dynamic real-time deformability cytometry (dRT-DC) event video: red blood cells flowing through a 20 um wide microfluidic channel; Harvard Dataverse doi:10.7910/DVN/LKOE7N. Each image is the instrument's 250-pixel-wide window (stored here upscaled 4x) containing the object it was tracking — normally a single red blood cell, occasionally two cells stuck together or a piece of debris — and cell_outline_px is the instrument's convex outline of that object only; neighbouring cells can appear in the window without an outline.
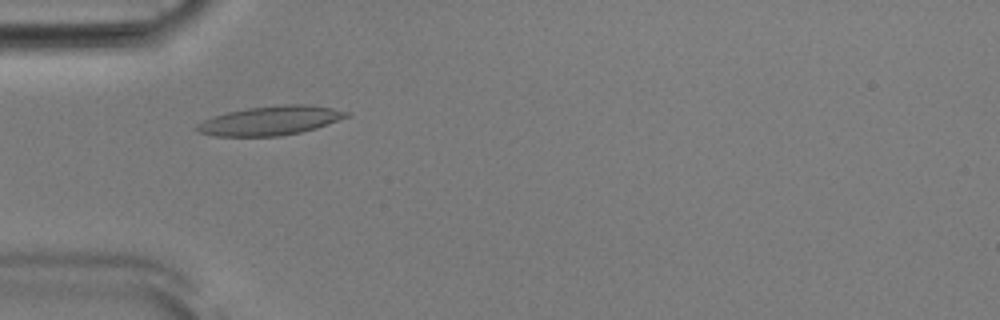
{"species": "Egyptian fruit bat (a non-hibernating species)", "species_latin": "Rousettus aegyptiacus", "temperature_condition": "room temperature", "stored_images_in_passage": 52, "camera_frame_rate_fps": 3000, "um_per_image_px": 0.085, "animal": {"sex": "male"}, "frame": {"image": 1, "passage_image": 16, "time_ms": 5.0, "image_size_px": [1000, 320], "cell_outline_px": [[352, 116], [316, 128], [300, 132], [280, 136], [212, 136], [200, 132], [196, 128], [196, 124], [204, 120], [228, 112], [248, 108], [284, 104], [308, 104], [332, 108], [352, 112]], "centroid_in_image_um": [23.06, 10.25], "position_along_channel_um": 61.9, "area_um2": 25.37}}
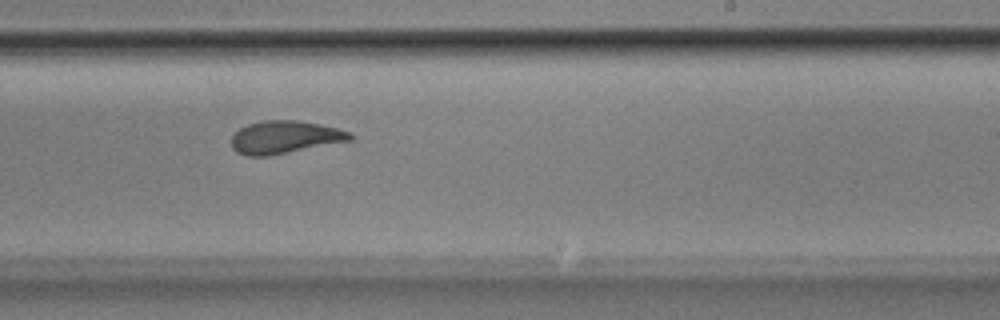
{"frame": {"image": 2, "passage_image": 32, "time_ms": 10.333, "image_size_px": [1000, 320], "cell_outline_px": [[352, 140], [268, 156], [248, 156], [236, 152], [232, 148], [232, 136], [240, 128], [248, 124], [264, 120], [296, 120], [320, 124], [352, 132]], "centroid_in_image_um": [24.2, 11.66], "position_along_channel_um": 264.8, "area_um2": 22.54}}
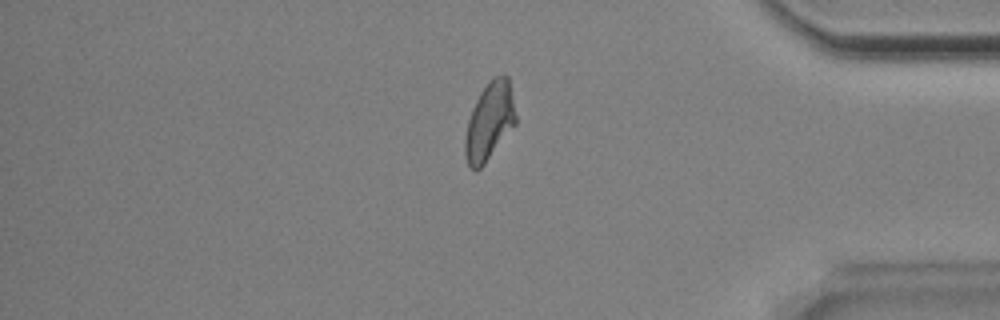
{"frame": {"image": 3, "passage_image": 44, "time_ms": 14.333, "image_size_px": [1000, 320], "cell_outline_px": [[516, 124], [484, 164], [476, 172], [468, 164], [464, 152], [464, 140], [468, 120], [472, 108], [480, 92], [492, 76], [508, 76], [516, 116]], "centroid_in_image_um": [41.59, 10.32], "position_along_channel_um": 393.6, "area_um2": 22.83}, "authors_computed_cell_mechanics": {"area_um2": 22.9466, "velocity_mm_per_s": 3.8473, "shape_relaxation_time_tau1_ms": 5.7098, "shape_relaxation_time_tau2_ms": 1.5367, "deformation_change_tau1": 0.2095, "deformation_change_tau2": 0.0928}}